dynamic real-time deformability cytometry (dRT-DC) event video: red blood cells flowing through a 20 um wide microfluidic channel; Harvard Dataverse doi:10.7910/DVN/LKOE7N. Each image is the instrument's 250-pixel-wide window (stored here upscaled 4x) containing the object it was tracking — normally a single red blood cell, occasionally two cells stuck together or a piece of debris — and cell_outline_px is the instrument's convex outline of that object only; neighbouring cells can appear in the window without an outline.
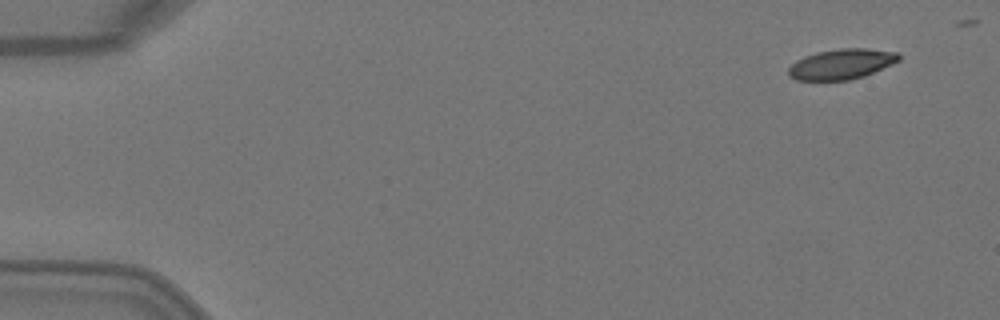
{"species": "Egyptian fruit bat (a non-hibernating species)", "species_latin": "Rousettus aegyptiacus", "temperature_condition": "warm", "stored_images_in_passage": 5, "camera_frame_rate_fps": 3000, "um_per_image_px": 0.085, "animal": {"sex": "female"}, "frame": {"image": 1, "passage_image": 1, "time_ms": 0.0, "image_size_px": [1000, 320], "cell_outline_px": [[900, 60], [864, 76], [848, 80], [796, 80], [788, 76], [788, 68], [796, 60], [804, 56], [816, 52], [840, 48], [864, 48], [900, 52]], "centroid_in_image_um": [71.51, 5.44], "position_along_channel_um": 13.5, "area_um2": 19.54}}